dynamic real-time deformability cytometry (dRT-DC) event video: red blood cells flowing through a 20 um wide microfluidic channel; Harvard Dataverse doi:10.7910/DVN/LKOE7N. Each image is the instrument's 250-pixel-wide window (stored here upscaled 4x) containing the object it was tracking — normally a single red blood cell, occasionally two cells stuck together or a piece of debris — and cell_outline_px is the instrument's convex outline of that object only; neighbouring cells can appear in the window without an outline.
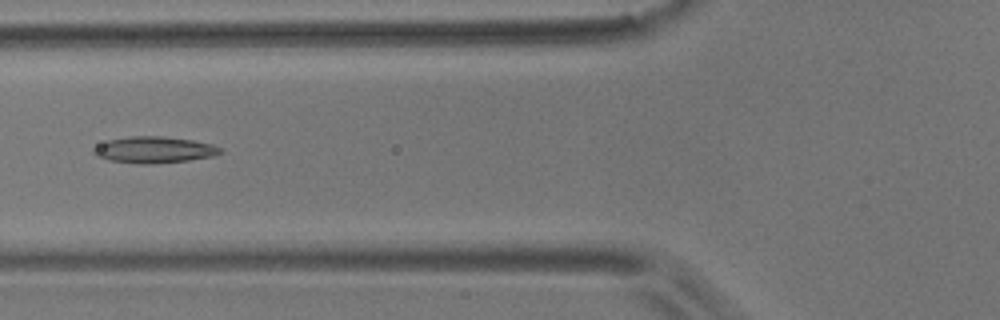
{"species": "common noctule bat (a hibernating species)", "species_latin": "Nyctalus noctula", "temperature_condition": "room temperature", "stored_images_in_passage": 7, "camera_frame_rate_fps": 3000, "um_per_image_px": 0.085, "animal": {"sex": "male", "body_mass_g": 17.9}, "frame": {"image": 1, "passage_image": 5, "time_ms": 1.333, "image_size_px": [1000, 320], "cell_outline_px": [[224, 152], [212, 156], [188, 160], [152, 164], [140, 164], [108, 160], [96, 156], [92, 152], [92, 148], [108, 140], [128, 136], [160, 136], [192, 140], [212, 144], [224, 148]], "centroid_in_image_um": [13.1, 12.73], "position_along_channel_um": 112.7, "area_um2": 19.59}}
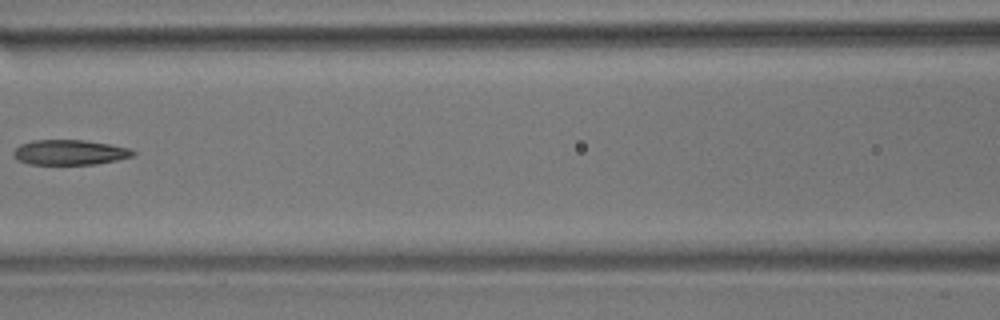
{"frame": {"image": 2, "passage_image": 6, "time_ms": 1.667, "image_size_px": [1000, 320], "cell_outline_px": [[136, 156], [96, 164], [28, 164], [16, 160], [12, 156], [12, 152], [20, 144], [32, 140], [84, 140], [108, 144], [128, 148], [136, 152]], "centroid_in_image_um": [5.89, 12.95], "position_along_channel_um": 160.7, "area_um2": 17.57}}
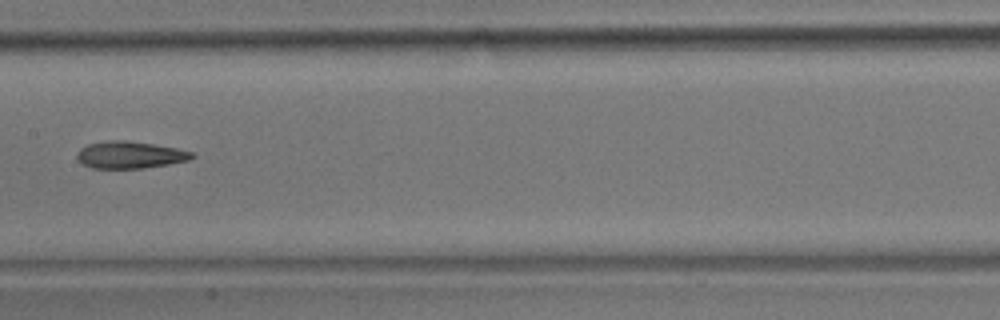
{"frame": {"image": 3, "passage_image": 7, "time_ms": 2.0, "image_size_px": [1000, 320], "cell_outline_px": [[196, 156], [188, 160], [168, 164], [140, 168], [92, 168], [76, 160], [76, 156], [80, 148], [88, 144], [112, 140], [124, 140], [152, 144], [176, 148], [192, 152]], "centroid_in_image_um": [11.02, 13.16], "position_along_channel_um": 196.4, "area_um2": 17.92}}